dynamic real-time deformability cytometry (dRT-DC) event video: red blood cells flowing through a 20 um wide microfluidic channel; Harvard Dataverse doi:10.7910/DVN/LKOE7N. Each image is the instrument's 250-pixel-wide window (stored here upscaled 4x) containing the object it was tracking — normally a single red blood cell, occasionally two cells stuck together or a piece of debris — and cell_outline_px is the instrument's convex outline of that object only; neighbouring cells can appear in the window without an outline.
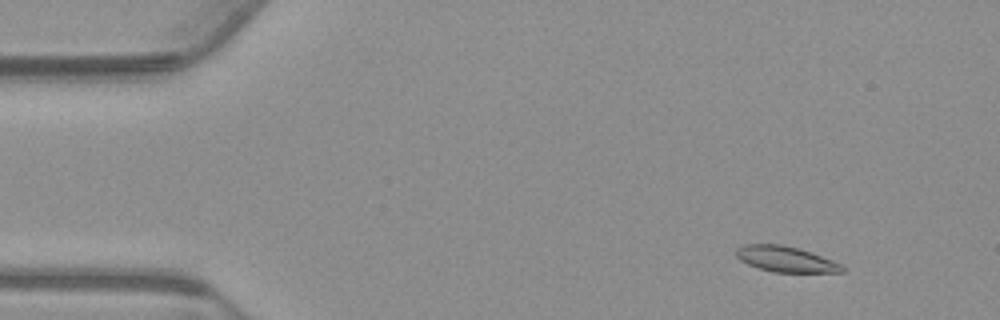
{"species": "common noctule bat (a hibernating species)", "species_latin": "Nyctalus noctula", "temperature_condition": "warm", "stored_images_in_passage": 55, "camera_frame_rate_fps": 3000, "um_per_image_px": 0.085, "animal": {"sex": "male", "body_mass_g": 23.1, "forearm_length_mm": 52.7}, "frame": {"image": 1, "passage_image": 6, "time_ms": 1.667, "image_size_px": [1000, 320], "cell_outline_px": [[844, 272], [772, 272], [748, 264], [740, 260], [736, 256], [736, 248], [744, 244], [780, 244], [796, 248], [832, 260], [840, 264], [844, 268]], "centroid_in_image_um": [66.74, 22.03], "position_along_channel_um": 18.3, "area_um2": 15.55}}
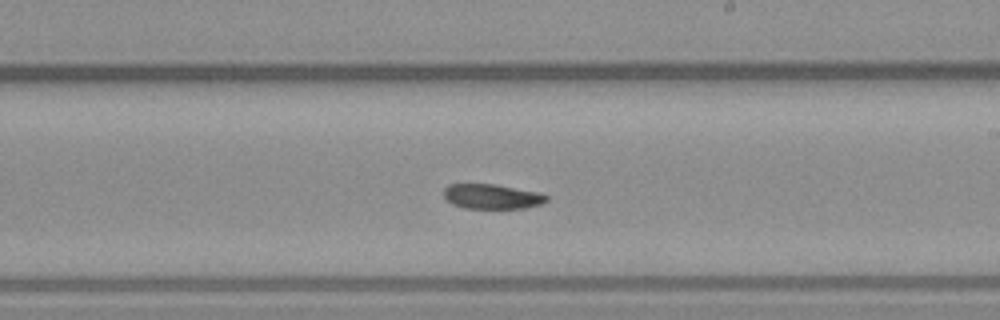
{"frame": {"image": 2, "passage_image": 32, "time_ms": 10.333, "image_size_px": [1000, 320], "cell_outline_px": [[548, 200], [540, 204], [524, 208], [464, 208], [452, 204], [444, 196], [444, 188], [448, 184], [496, 184], [540, 192], [548, 196]], "centroid_in_image_um": [41.83, 16.69], "position_along_channel_um": 247.2, "area_um2": 14.91}}
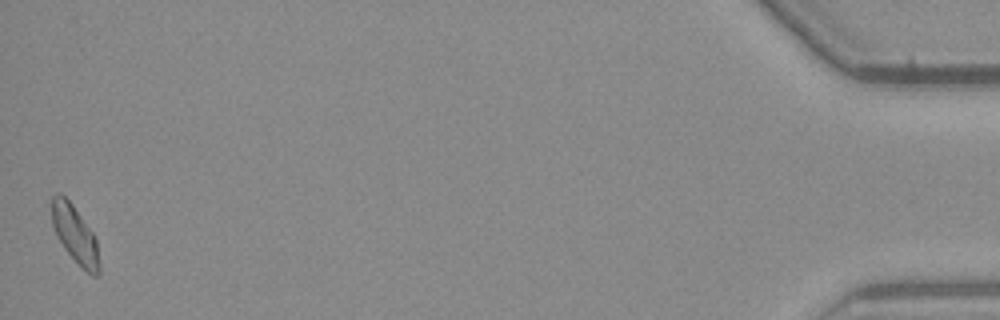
{"frame": {"image": 3, "passage_image": 55, "time_ms": 18.0, "image_size_px": [1000, 320], "cell_outline_px": [[100, 276], [92, 276], [64, 248], [56, 236], [52, 224], [52, 196], [56, 192], [60, 192], [72, 204], [92, 232], [96, 240], [100, 264]], "centroid_in_image_um": [6.37, 19.92], "position_along_channel_um": 428.8, "area_um2": 15.66}, "authors_computed_cell_mechanics": {"area_um2": 15.7216, "velocity_mm_per_s": 3.7283, "shape_relaxation_time_tau1_ms": 9.2893, "shape_relaxation_time_tau2_ms": null, "deformation_change_tau1": 0.1495, "deformation_change_tau2": null}}